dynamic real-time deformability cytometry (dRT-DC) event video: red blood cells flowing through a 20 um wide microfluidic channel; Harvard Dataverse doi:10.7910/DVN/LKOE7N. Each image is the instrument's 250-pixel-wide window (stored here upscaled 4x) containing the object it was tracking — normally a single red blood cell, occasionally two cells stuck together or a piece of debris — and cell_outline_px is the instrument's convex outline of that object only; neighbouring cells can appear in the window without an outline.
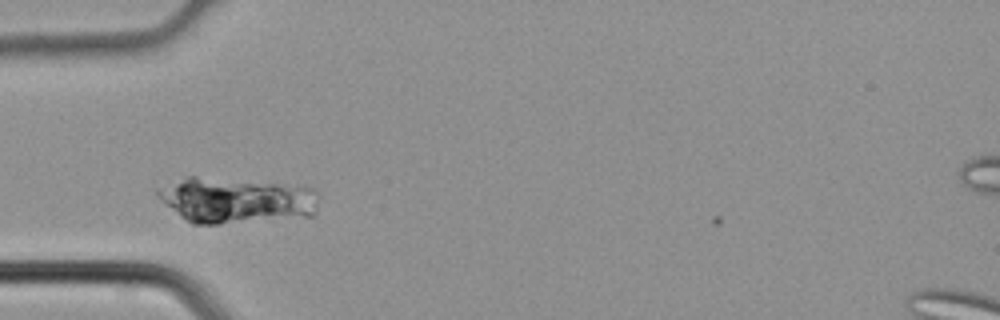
{"species": "common noctule bat (a hibernating species)", "species_latin": "Nyctalus noctula", "temperature_condition": "cold", "stored_images_in_passage": 3, "camera_frame_rate_fps": 3000, "um_per_image_px": 0.085, "animal": {"sex": "male", "body_mass_g": 21.5, "forearm_length_mm": 52.0}, "frame": {"image": 1, "passage_image": 3, "time_ms": 0.667, "image_size_px": [1000, 320], "cell_outline_px": [[320, 196], [316, 216], [216, 224], [192, 224], [180, 216], [164, 204], [156, 192], [156, 188], [184, 176], [196, 176], [280, 184], [312, 188]], "centroid_in_image_um": [20.07, 17.03], "position_along_channel_um": 64.9, "area_um2": 43.12}}